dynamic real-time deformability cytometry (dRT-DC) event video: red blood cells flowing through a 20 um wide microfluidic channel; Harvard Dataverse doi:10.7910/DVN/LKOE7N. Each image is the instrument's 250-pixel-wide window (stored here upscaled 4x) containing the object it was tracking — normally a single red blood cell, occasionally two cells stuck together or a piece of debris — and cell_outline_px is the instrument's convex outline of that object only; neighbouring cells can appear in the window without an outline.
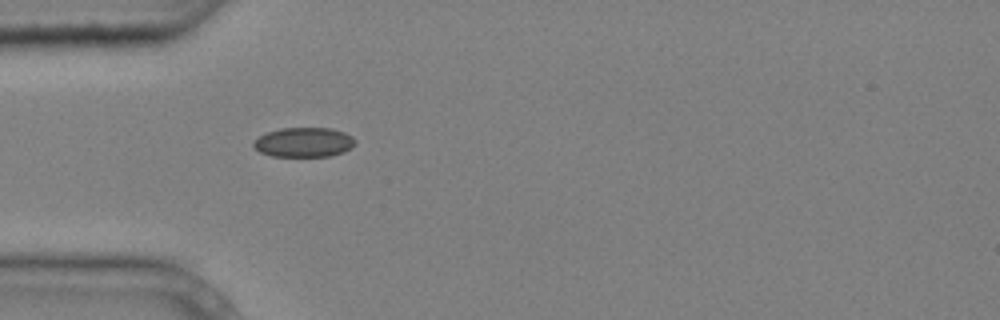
{"species": "common noctule bat (a hibernating species)", "species_latin": "Nyctalus noctula", "temperature_condition": "cold", "stored_images_in_passage": 1, "camera_frame_rate_fps": 3000, "um_per_image_px": 0.085, "animal": {"sex": "male", "body_mass_g": 20.4}, "frame": {"image": 1, "passage_image": 1, "time_ms": 0.0, "image_size_px": [1000, 320], "cell_outline_px": [[356, 144], [344, 152], [332, 156], [272, 156], [260, 152], [252, 144], [260, 136], [268, 132], [280, 128], [332, 128], [344, 132], [352, 136], [356, 140]], "centroid_in_image_um": [25.88, 12.09], "position_along_channel_um": 59.1, "area_um2": 17.51}}